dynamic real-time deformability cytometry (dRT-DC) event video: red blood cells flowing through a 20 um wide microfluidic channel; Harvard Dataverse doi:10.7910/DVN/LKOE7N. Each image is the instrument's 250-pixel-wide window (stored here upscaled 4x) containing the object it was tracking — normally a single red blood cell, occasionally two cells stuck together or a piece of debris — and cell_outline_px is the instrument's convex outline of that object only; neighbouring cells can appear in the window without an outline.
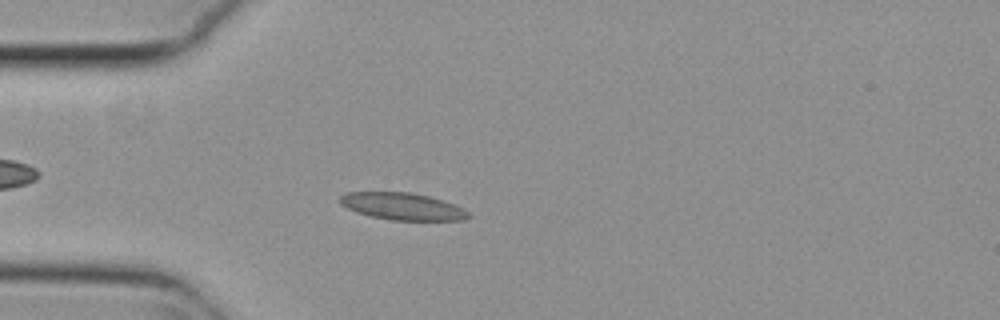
{"species": "common noctule bat (a hibernating species)", "species_latin": "Nyctalus noctula", "temperature_condition": "cold", "stored_images_in_passage": 50, "camera_frame_rate_fps": 3000, "um_per_image_px": 0.085, "animal": {"sex": "female", "body_mass_g": 29.2, "forearm_length_mm": 56.3}, "frame": {"image": 1, "passage_image": 11, "time_ms": 3.333, "image_size_px": [1000, 320], "cell_outline_px": [[472, 216], [464, 220], [392, 220], [372, 216], [356, 212], [340, 204], [340, 196], [344, 192], [412, 192], [428, 196], [464, 208]], "centroid_in_image_um": [34.2, 17.54], "position_along_channel_um": 50.8, "area_um2": 20.17}}
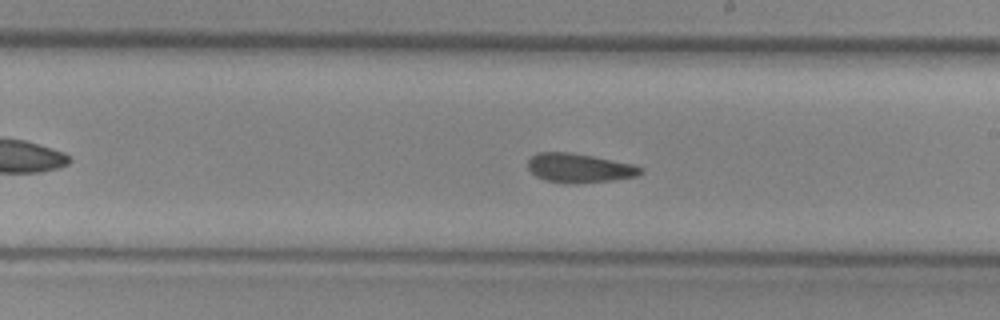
{"frame": {"image": 2, "passage_image": 27, "time_ms": 8.667, "image_size_px": [1000, 320], "cell_outline_px": [[644, 172], [636, 176], [612, 180], [576, 184], [568, 184], [544, 180], [536, 176], [528, 168], [528, 160], [536, 152], [568, 152], [592, 156], [632, 164], [644, 168]], "centroid_in_image_um": [49.23, 14.29], "position_along_channel_um": 239.8, "area_um2": 19.19}}
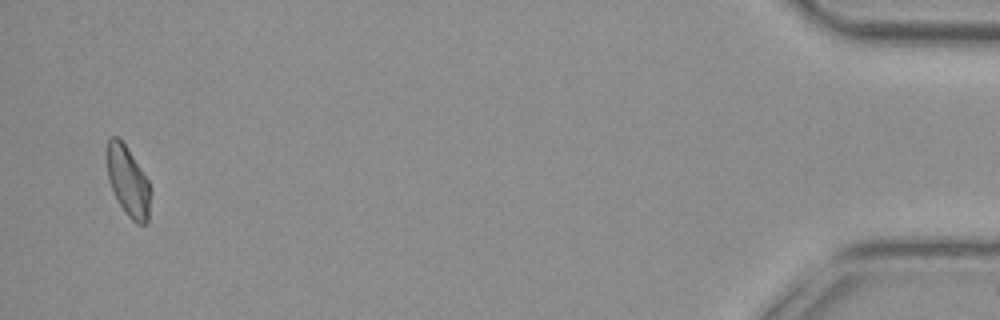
{"frame": {"image": 3, "passage_image": 49, "time_ms": 16.0, "image_size_px": [1000, 320], "cell_outline_px": [[148, 224], [136, 224], [124, 212], [116, 200], [108, 180], [104, 152], [108, 140], [112, 136], [116, 136], [124, 144], [148, 180]], "centroid_in_image_um": [10.8, 15.4], "position_along_channel_um": 424.4, "area_um2": 17.69}, "authors_computed_cell_mechanics": {"area_um2": 19.363, "velocity_mm_per_s": 3.7501, "shape_relaxation_time_tau1_ms": null, "shape_relaxation_time_tau2_ms": 3.5445, "deformation_change_tau1": null, "deformation_change_tau2": 0.0918}}